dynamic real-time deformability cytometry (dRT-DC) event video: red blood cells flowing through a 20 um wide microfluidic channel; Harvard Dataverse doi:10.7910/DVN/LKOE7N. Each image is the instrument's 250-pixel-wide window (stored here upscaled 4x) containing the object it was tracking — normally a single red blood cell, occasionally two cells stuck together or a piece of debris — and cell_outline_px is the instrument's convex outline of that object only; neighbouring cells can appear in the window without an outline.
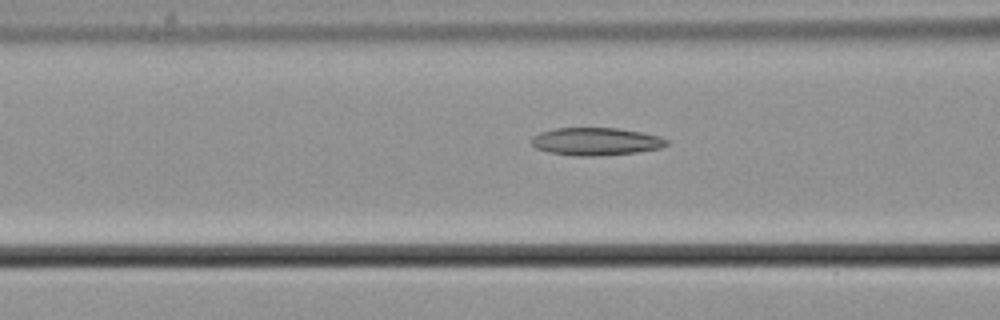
{"species": "common noctule bat (a hibernating species)", "species_latin": "Nyctalus noctula", "temperature_condition": "cold", "stored_images_in_passage": 17, "camera_frame_rate_fps": 3000, "um_per_image_px": 0.085, "animal": {"sex": "male", "body_mass_g": 21.5, "forearm_length_mm": 52.0}, "frame": {"image": 1, "passage_image": 15, "time_ms": 4.667, "image_size_px": [1000, 320], "cell_outline_px": [[668, 144], [660, 148], [636, 152], [592, 156], [576, 156], [548, 152], [536, 148], [532, 144], [532, 136], [540, 132], [552, 128], [616, 128], [640, 132], [660, 136], [668, 140]], "centroid_in_image_um": [50.63, 12.02], "position_along_channel_um": 116.0, "area_um2": 21.73}}